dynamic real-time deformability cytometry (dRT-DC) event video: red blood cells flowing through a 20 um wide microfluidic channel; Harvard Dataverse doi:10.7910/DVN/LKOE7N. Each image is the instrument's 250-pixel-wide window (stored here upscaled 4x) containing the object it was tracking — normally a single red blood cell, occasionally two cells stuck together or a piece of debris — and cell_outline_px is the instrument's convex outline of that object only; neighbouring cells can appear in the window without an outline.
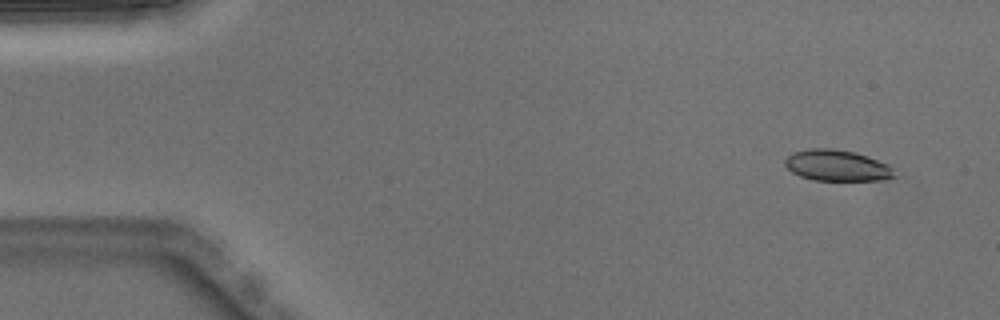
{"species": "Egyptian fruit bat (a non-hibernating species)", "species_latin": "Rousettus aegyptiacus", "temperature_condition": "warm", "stored_images_in_passage": 4, "camera_frame_rate_fps": 3000, "um_per_image_px": 0.085, "animal": {"sex": "male"}, "frame": {"image": 1, "passage_image": 1, "time_ms": 0.0, "image_size_px": [1000, 320], "cell_outline_px": [[896, 176], [884, 180], [812, 180], [800, 176], [792, 172], [784, 164], [784, 160], [792, 152], [808, 148], [832, 148], [852, 152], [868, 156], [888, 164], [892, 168]], "centroid_in_image_um": [71.13, 14.06], "position_along_channel_um": 13.9, "area_um2": 19.88}}
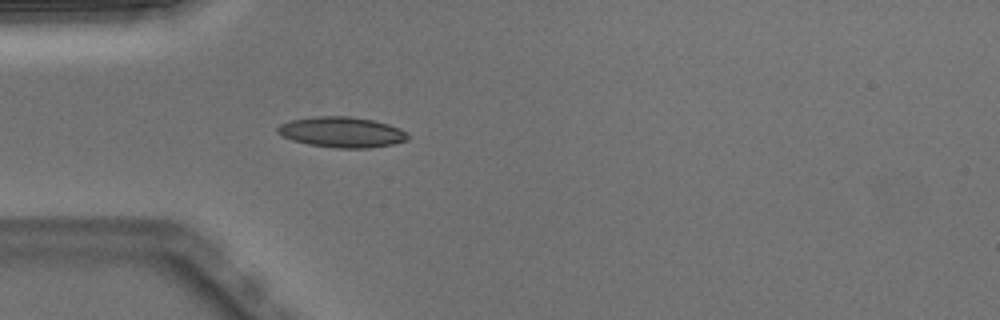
{"frame": {"image": 2, "passage_image": 4, "time_ms": 1.0, "image_size_px": [1000, 320], "cell_outline_px": [[408, 140], [392, 144], [368, 148], [336, 148], [308, 144], [292, 140], [276, 132], [276, 128], [280, 124], [292, 120], [312, 116], [348, 116], [372, 120], [388, 124], [400, 128], [408, 136]], "centroid_in_image_um": [29.03, 11.23], "position_along_channel_um": 56.0, "area_um2": 23.06}}